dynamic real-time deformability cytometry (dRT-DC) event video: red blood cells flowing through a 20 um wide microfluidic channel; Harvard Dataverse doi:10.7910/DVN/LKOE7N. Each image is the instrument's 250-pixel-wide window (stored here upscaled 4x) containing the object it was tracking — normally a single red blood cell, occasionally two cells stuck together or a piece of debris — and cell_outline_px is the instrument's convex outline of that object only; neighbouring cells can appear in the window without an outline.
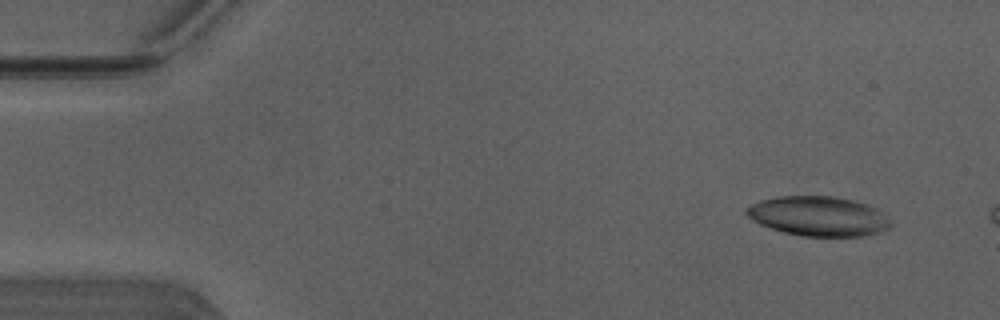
{"species": "Egyptian fruit bat (a non-hibernating species)", "species_latin": "Rousettus aegyptiacus", "temperature_condition": "warm", "stored_images_in_passage": 47, "camera_frame_rate_fps": 3000, "um_per_image_px": 0.085, "animal": {"sex": "male"}, "frame": {"image": 1, "passage_image": 4, "time_ms": 1.0, "image_size_px": [1000, 320], "cell_outline_px": [[892, 224], [888, 228], [880, 232], [864, 236], [800, 236], [784, 232], [760, 224], [752, 220], [744, 212], [744, 208], [760, 200], [776, 196], [832, 196], [852, 200], [876, 208], [888, 216], [892, 220]], "centroid_in_image_um": [69.56, 18.37], "position_along_channel_um": 15.4, "area_um2": 33.47}}